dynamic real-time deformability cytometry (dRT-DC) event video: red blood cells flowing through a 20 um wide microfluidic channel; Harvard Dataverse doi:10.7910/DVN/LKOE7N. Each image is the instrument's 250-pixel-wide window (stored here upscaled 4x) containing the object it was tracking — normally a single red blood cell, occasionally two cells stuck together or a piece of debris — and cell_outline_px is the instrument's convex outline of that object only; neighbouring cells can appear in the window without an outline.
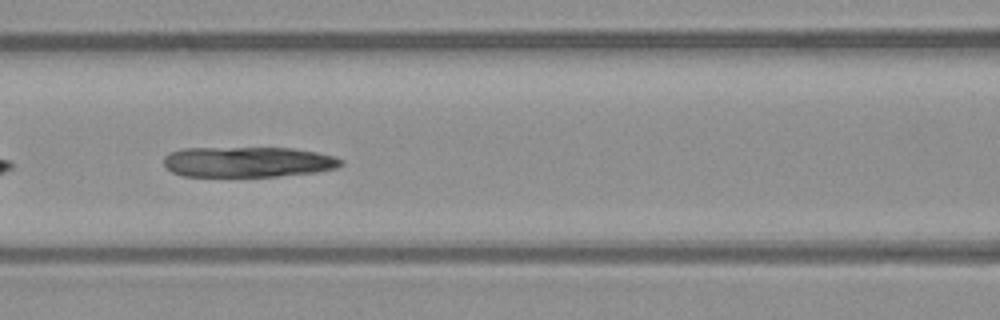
{"species": "common noctule bat (a hibernating species)", "species_latin": "Nyctalus noctula", "temperature_condition": "warm", "stored_images_in_passage": 32, "camera_frame_rate_fps": 3000, "um_per_image_px": 0.085, "animal": {"sex": "male", "body_mass_g": 23.1, "forearm_length_mm": 52.7}, "frame": {"image": 1, "passage_image": 7, "time_ms": 2.0, "image_size_px": [1000, 320], "cell_outline_px": [[344, 164], [336, 168], [316, 172], [276, 176], [184, 176], [172, 172], [164, 164], [164, 156], [172, 152], [184, 148], [292, 148], [316, 152], [332, 156], [344, 160]], "centroid_in_image_um": [21.09, 13.76], "position_along_channel_um": 145.5, "area_um2": 31.33}}